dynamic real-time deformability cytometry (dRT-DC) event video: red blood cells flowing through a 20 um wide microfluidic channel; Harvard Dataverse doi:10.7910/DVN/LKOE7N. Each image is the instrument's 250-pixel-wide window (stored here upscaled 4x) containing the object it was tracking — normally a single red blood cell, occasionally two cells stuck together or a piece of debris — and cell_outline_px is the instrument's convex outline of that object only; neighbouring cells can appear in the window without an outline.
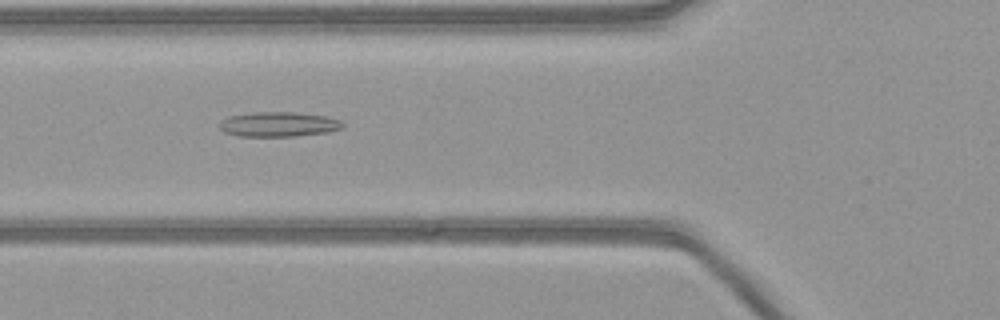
{"species": "common noctule bat (a hibernating species)", "species_latin": "Nyctalus noctula", "temperature_condition": "warm", "stored_images_in_passage": 54, "camera_frame_rate_fps": 3000, "um_per_image_px": 0.085, "animal": {"sex": "female", "body_mass_g": 21.9}, "frame": {"image": 1, "passage_image": 20, "time_ms": 6.333, "image_size_px": [1000, 320], "cell_outline_px": [[344, 124], [340, 128], [328, 132], [296, 136], [236, 136], [224, 132], [220, 128], [220, 120], [228, 116], [252, 112], [296, 112], [324, 116], [340, 120]], "centroid_in_image_um": [23.63, 10.56], "position_along_channel_um": 102.2, "area_um2": 17.8}}
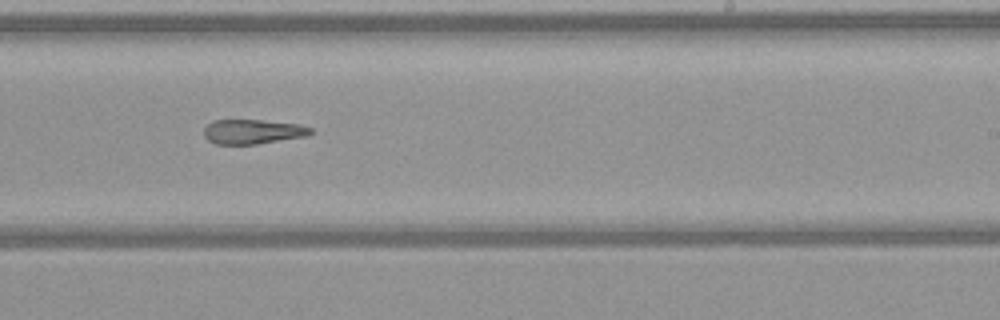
{"frame": {"image": 2, "passage_image": 33, "time_ms": 10.667, "image_size_px": [1000, 320], "cell_outline_px": [[312, 132], [308, 136], [256, 144], [216, 144], [208, 140], [204, 136], [204, 128], [212, 120], [260, 120], [300, 124], [312, 128]], "centroid_in_image_um": [21.49, 11.19], "position_along_channel_um": 267.5, "area_um2": 15.32}}
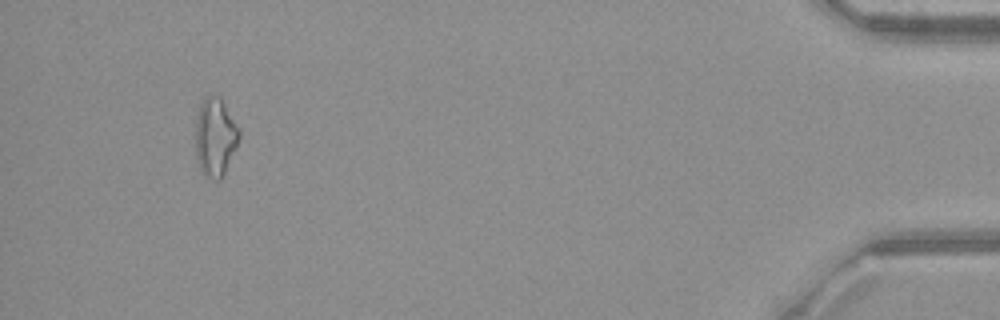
{"frame": {"image": 3, "passage_image": 51, "time_ms": 16.667, "image_size_px": [1000, 320], "cell_outline_px": [[240, 136], [224, 172], [220, 180], [216, 180], [204, 176], [200, 172], [196, 156], [196, 120], [200, 104], [208, 96], [220, 96], [240, 132]], "centroid_in_image_um": [18.26, 11.68], "position_along_channel_um": 416.9, "area_um2": 19.48}}